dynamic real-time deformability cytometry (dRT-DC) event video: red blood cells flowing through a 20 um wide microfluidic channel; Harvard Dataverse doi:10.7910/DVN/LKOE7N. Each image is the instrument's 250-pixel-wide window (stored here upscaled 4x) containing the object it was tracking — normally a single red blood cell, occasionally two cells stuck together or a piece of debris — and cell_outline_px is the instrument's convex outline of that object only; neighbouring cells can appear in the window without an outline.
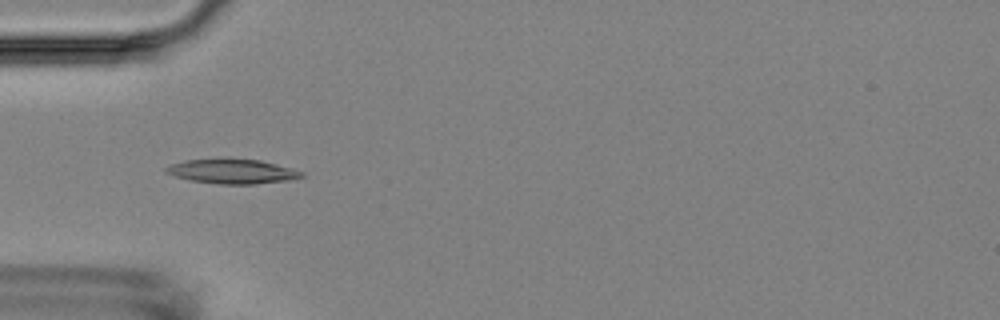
{"species": "Egyptian fruit bat (a non-hibernating species)", "species_latin": "Rousettus aegyptiacus", "temperature_condition": "room temperature", "stored_images_in_passage": 6, "camera_frame_rate_fps": 3000, "um_per_image_px": 0.085, "animal": {"sex": "female"}, "frame": {"image": 1, "passage_image": 5, "time_ms": 4.667, "image_size_px": [1000, 320], "cell_outline_px": [[304, 176], [288, 180], [256, 184], [216, 184], [188, 180], [164, 172], [164, 168], [172, 164], [184, 160], [260, 160], [292, 168], [304, 172]], "centroid_in_image_um": [19.75, 14.59], "position_along_channel_um": 65.3, "area_um2": 19.02}}